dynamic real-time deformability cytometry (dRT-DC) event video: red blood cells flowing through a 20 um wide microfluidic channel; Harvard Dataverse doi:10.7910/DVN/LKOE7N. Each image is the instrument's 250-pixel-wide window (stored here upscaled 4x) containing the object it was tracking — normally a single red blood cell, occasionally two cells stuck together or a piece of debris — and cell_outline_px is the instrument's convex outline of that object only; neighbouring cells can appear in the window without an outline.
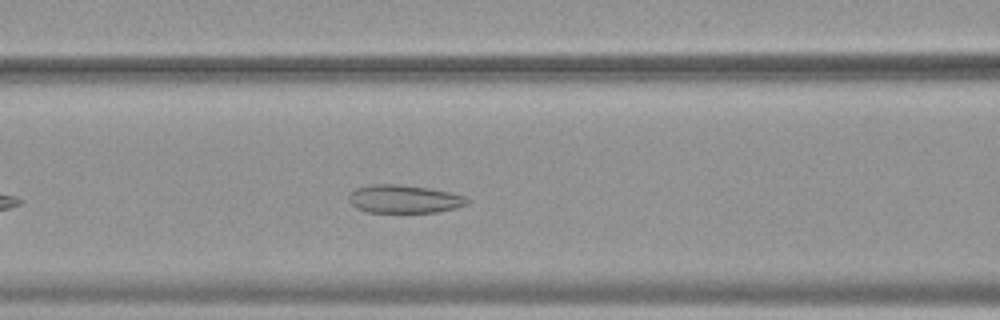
{"species": "common noctule bat (a hibernating species)", "species_latin": "Nyctalus noctula", "temperature_condition": "warm", "stored_images_in_passage": 41, "camera_frame_rate_fps": 3000, "um_per_image_px": 0.085, "animal": {"sex": "female", "body_mass_g": 19.9}, "frame": {"image": 1, "passage_image": 10, "time_ms": 3.0, "image_size_px": [1000, 320], "cell_outline_px": [[468, 204], [456, 208], [436, 212], [368, 212], [356, 208], [348, 200], [348, 192], [356, 188], [368, 184], [400, 184], [428, 188], [452, 192], [464, 196], [468, 200]], "centroid_in_image_um": [34.31, 16.9], "position_along_channel_um": 132.3, "area_um2": 19.59}}
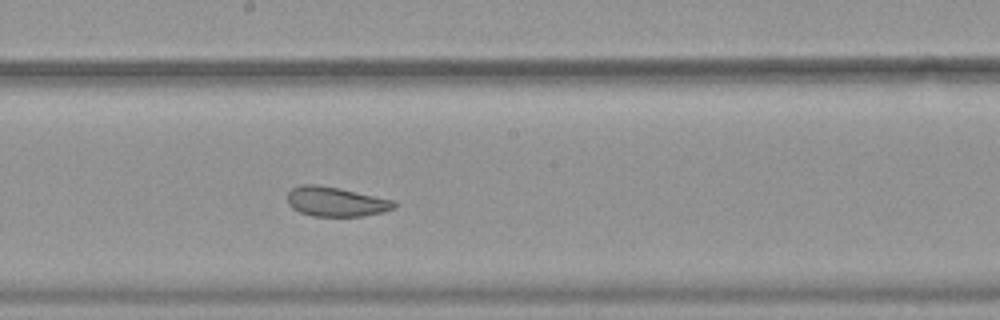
{"frame": {"image": 2, "passage_image": 17, "time_ms": 5.333, "image_size_px": [1000, 320], "cell_outline_px": [[400, 204], [396, 208], [384, 212], [364, 216], [312, 216], [300, 212], [292, 208], [288, 204], [288, 192], [292, 188], [300, 184], [316, 184], [340, 188], [396, 200]], "centroid_in_image_um": [28.61, 17.14], "position_along_channel_um": 219.6, "area_um2": 18.79}}
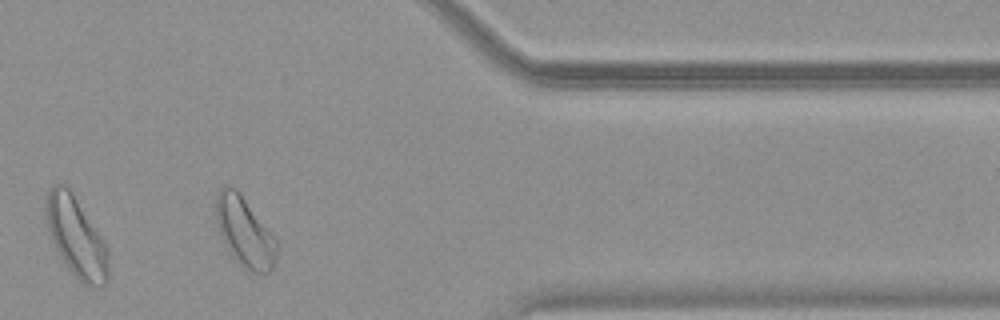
{"frame": {"image": 3, "passage_image": 32, "time_ms": 10.333, "image_size_px": [1000, 320], "cell_outline_px": [[280, 244], [276, 260], [272, 268], [268, 272], [252, 272], [240, 264], [228, 252], [216, 224], [216, 192], [220, 188], [228, 184], [236, 188], [240, 192]], "centroid_in_image_um": [20.8, 19.69], "position_along_channel_um": 390.6, "area_um2": 24.91}, "authors_computed_cell_mechanics": {"area_um2": 20.808, "velocity_mm_per_s": 3.7618, "shape_relaxation_time_tau1_ms": null, "shape_relaxation_time_tau2_ms": 1.9356, "deformation_change_tau1": null, "deformation_change_tau2": 0.0899}}